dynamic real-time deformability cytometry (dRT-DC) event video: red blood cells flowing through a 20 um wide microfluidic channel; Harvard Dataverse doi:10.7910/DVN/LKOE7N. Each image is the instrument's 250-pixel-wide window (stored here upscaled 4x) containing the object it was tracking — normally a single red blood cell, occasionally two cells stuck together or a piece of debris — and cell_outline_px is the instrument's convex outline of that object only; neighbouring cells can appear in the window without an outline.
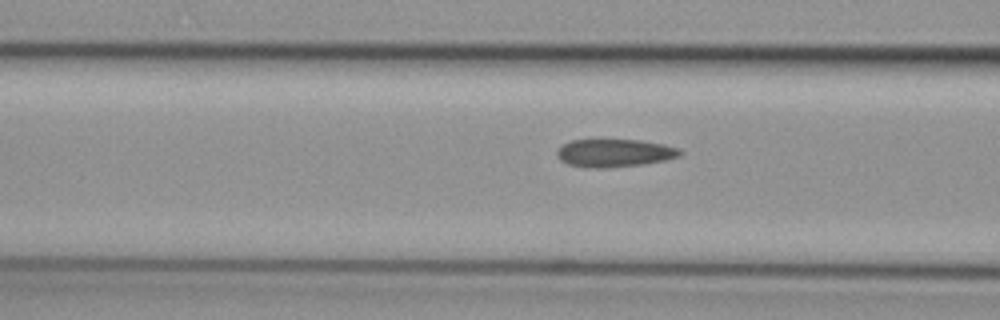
{"species": "common noctule bat (a hibernating species)", "species_latin": "Nyctalus noctula", "temperature_condition": "cold", "stored_images_in_passage": 4, "camera_frame_rate_fps": 3000, "um_per_image_px": 0.085, "animal": {"sex": "female", "body_mass_g": 29.2, "forearm_length_mm": 56.3}, "frame": {"image": 1, "passage_image": 3, "time_ms": 0.667, "image_size_px": [1000, 320], "cell_outline_px": [[684, 152], [680, 156], [664, 160], [644, 164], [608, 168], [584, 168], [568, 164], [560, 160], [556, 152], [564, 144], [572, 140], [640, 140], [664, 144], [680, 148]], "centroid_in_image_um": [52.26, 13.01], "position_along_channel_um": 114.3, "area_um2": 20.11}}